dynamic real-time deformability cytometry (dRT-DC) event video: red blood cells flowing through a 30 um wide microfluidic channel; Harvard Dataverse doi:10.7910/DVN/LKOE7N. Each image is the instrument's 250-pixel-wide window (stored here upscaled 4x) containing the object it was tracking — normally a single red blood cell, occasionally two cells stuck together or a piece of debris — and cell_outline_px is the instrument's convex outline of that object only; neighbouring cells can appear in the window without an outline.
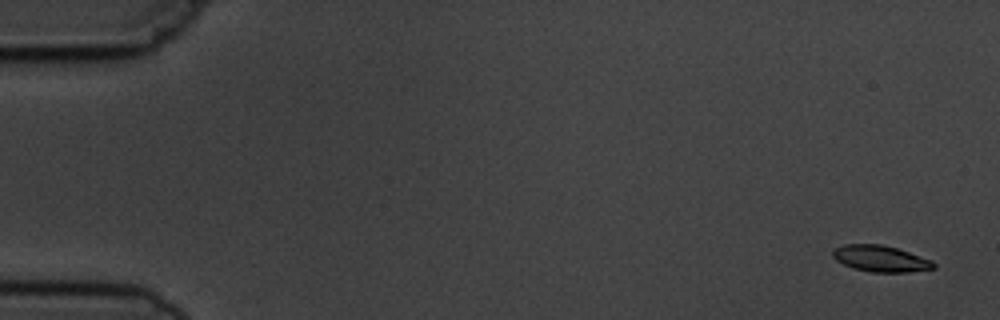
{"species": "common noctule bat (a hibernating species)", "species_latin": "Nyctalus noctula", "temperature_condition": "cold", "stored_images_in_passage": 8, "camera_frame_rate_fps": 3000, "um_per_image_px": 0.085, "animal": {"sex": "male", "body_mass_g": 19.5, "forearm_length_mm": 54.6}, "frame": {"image": 1, "passage_image": 1, "time_ms": 0.0, "image_size_px": [1000, 320], "cell_outline_px": [[936, 268], [908, 272], [872, 272], [852, 268], [836, 260], [832, 256], [832, 248], [844, 244], [880, 244], [896, 248], [932, 260], [936, 264]], "centroid_in_image_um": [74.82, 21.98], "position_along_channel_um": 10.2, "area_um2": 15.49}}
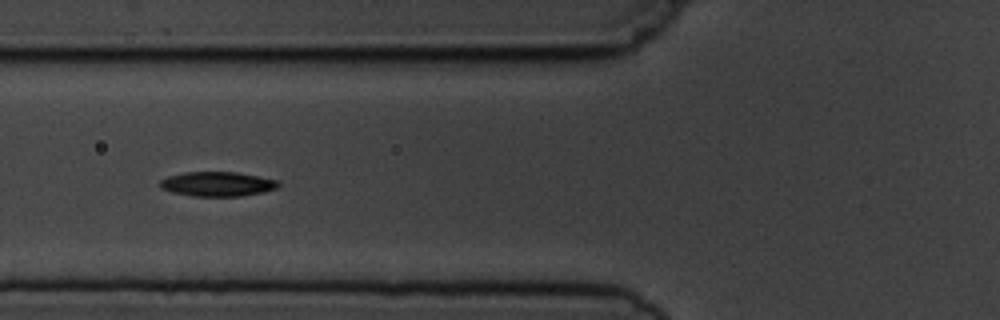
{"frame": {"image": 2, "passage_image": 6, "time_ms": 6.333, "image_size_px": [1000, 320], "cell_outline_px": [[280, 184], [276, 188], [264, 192], [240, 196], [192, 196], [172, 192], [160, 188], [160, 180], [168, 176], [184, 172], [236, 172], [280, 180]], "centroid_in_image_um": [18.49, 15.64], "position_along_channel_um": 107.3, "area_um2": 16.99}}
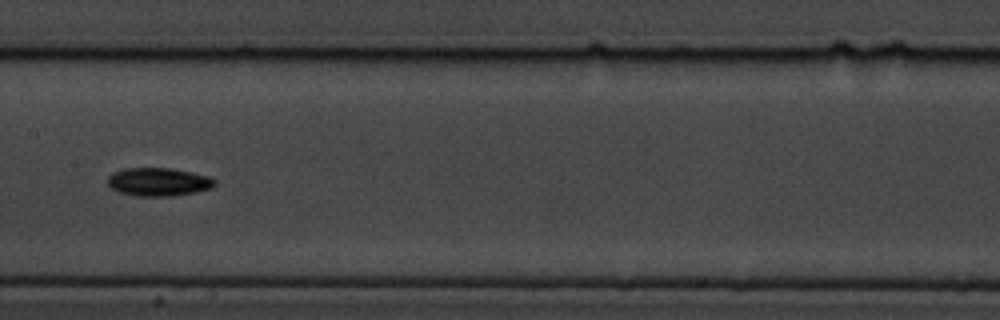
{"frame": {"image": 3, "passage_image": 8, "time_ms": 8.667, "image_size_px": [1000, 320], "cell_outline_px": [[216, 184], [212, 188], [196, 192], [168, 196], [136, 196], [120, 192], [112, 188], [108, 184], [108, 176], [112, 172], [124, 168], [168, 168], [192, 172], [208, 176], [216, 180]], "centroid_in_image_um": [13.47, 15.45], "position_along_channel_um": 193.9, "area_um2": 17.63}}